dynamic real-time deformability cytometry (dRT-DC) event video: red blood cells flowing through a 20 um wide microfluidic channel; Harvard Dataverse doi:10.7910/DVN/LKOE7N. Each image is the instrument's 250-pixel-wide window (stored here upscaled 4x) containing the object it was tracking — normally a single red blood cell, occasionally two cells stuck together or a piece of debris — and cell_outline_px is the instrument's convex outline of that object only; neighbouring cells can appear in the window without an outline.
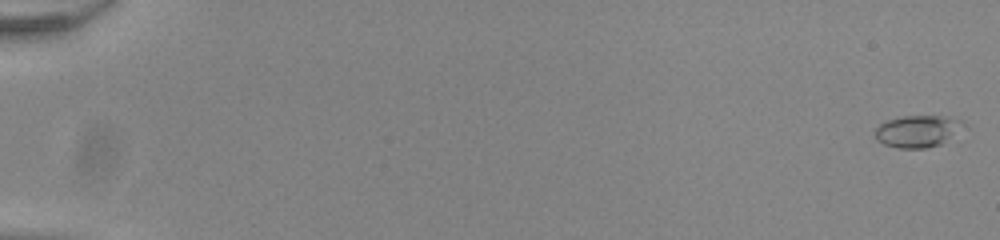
{"species": "common noctule bat (a hibernating species)", "species_latin": "Nyctalus noctula", "temperature_condition": "room temperature", "stored_images_in_passage": 54, "camera_frame_rate_fps": 3000, "um_per_image_px": 0.085, "animal": {"sex": "male", "body_mass_g": 20.0, "forearm_length_mm": 53.3}, "frame": {"image": 1, "passage_image": 1, "time_ms": 0.0, "image_size_px": [1000, 240], "cell_outline_px": [[960, 120], [948, 136], [940, 144], [924, 148], [900, 148], [884, 144], [876, 140], [872, 132], [880, 124], [888, 120], [904, 116], [940, 116]], "centroid_in_image_um": [77.76, 11.16], "position_along_channel_um": 7.2, "area_um2": 15.43}}
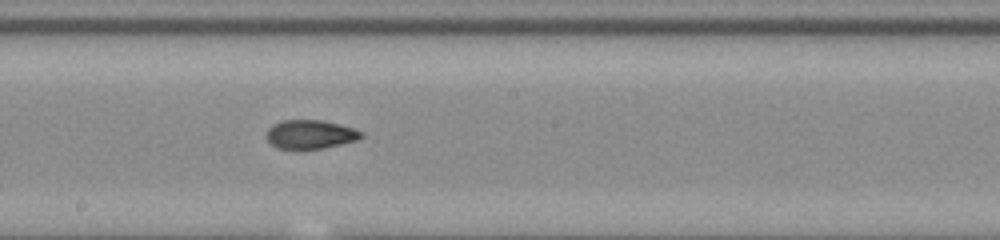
{"frame": {"image": 2, "passage_image": 32, "time_ms": 10.333, "image_size_px": [1000, 240], "cell_outline_px": [[364, 136], [356, 140], [324, 148], [276, 148], [268, 140], [268, 128], [272, 124], [280, 120], [324, 120], [340, 124], [364, 132]], "centroid_in_image_um": [26.39, 11.4], "position_along_channel_um": 221.8, "area_um2": 15.78}}
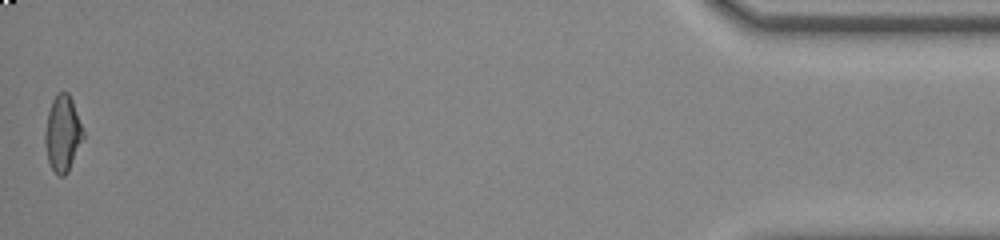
{"frame": {"image": 3, "passage_image": 54, "time_ms": 17.667, "image_size_px": [1000, 240], "cell_outline_px": [[84, 136], [68, 172], [64, 176], [60, 176], [52, 168], [48, 160], [44, 140], [44, 132], [48, 112], [52, 100], [60, 92], [68, 92], [72, 100], [84, 132]], "centroid_in_image_um": [5.32, 11.35], "position_along_channel_um": 429.9, "area_um2": 16.65}, "authors_computed_cell_mechanics": {"area_um2": 15.9528, "velocity_mm_per_s": 3.9564, "shape_relaxation_time_tau1_ms": 9.9932, "shape_relaxation_time_tau2_ms": 1.1203, "deformation_change_tau1": 0.2698, "deformation_change_tau2": 0.0625}}